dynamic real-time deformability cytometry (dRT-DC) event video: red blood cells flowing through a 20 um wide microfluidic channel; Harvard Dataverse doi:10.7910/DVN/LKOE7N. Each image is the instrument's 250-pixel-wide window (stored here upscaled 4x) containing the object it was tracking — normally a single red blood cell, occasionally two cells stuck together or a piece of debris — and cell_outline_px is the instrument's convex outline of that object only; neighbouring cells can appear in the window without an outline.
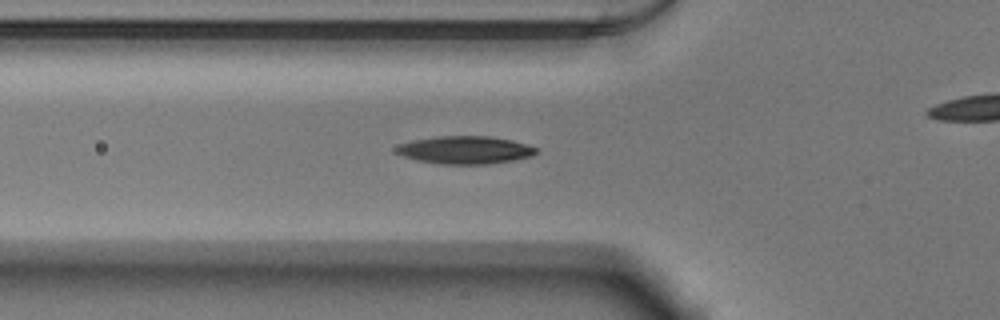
{"species": "Egyptian fruit bat (a non-hibernating species)", "species_latin": "Rousettus aegyptiacus", "temperature_condition": "warm", "stored_images_in_passage": 46, "camera_frame_rate_fps": 3000, "um_per_image_px": 0.085, "animal": {"sex": "male"}, "frame": {"image": 1, "passage_image": 19, "time_ms": 6.0, "image_size_px": [1000, 320], "cell_outline_px": [[536, 152], [532, 156], [512, 160], [488, 164], [440, 164], [416, 160], [404, 156], [396, 152], [396, 148], [400, 144], [412, 140], [440, 136], [488, 136], [512, 140], [536, 148]], "centroid_in_image_um": [39.51, 12.75], "position_along_channel_um": 86.3, "area_um2": 22.43}}
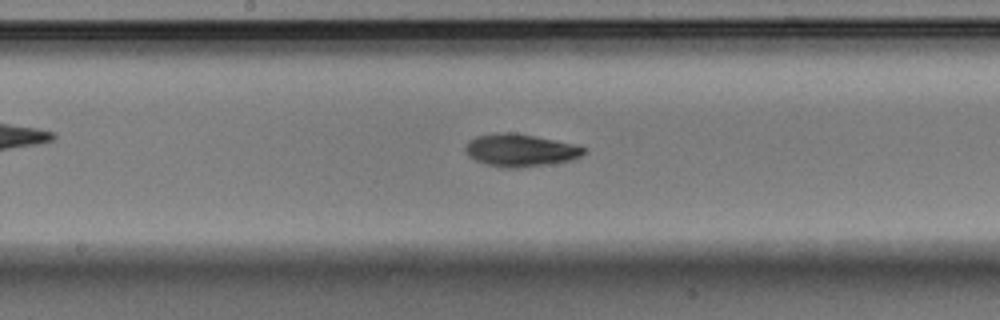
{"frame": {"image": 2, "passage_image": 28, "time_ms": 9.0, "image_size_px": [1000, 320], "cell_outline_px": [[588, 152], [572, 160], [548, 164], [516, 168], [504, 168], [488, 164], [476, 160], [468, 156], [464, 148], [468, 140], [476, 136], [496, 132], [516, 132], [576, 144], [584, 148]], "centroid_in_image_um": [44.23, 12.75], "position_along_channel_um": 204.0, "area_um2": 22.66}}
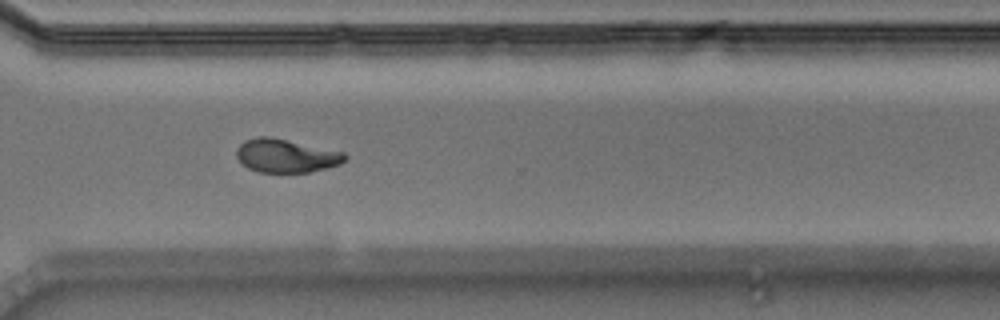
{"frame": {"image": 3, "passage_image": 39, "time_ms": 12.667, "image_size_px": [1000, 320], "cell_outline_px": [[348, 156], [340, 164], [308, 172], [260, 172], [248, 168], [236, 156], [236, 148], [244, 140], [256, 136], [268, 136], [344, 152]], "centroid_in_image_um": [24.28, 13.23], "position_along_channel_um": 346.3, "area_um2": 20.92}}